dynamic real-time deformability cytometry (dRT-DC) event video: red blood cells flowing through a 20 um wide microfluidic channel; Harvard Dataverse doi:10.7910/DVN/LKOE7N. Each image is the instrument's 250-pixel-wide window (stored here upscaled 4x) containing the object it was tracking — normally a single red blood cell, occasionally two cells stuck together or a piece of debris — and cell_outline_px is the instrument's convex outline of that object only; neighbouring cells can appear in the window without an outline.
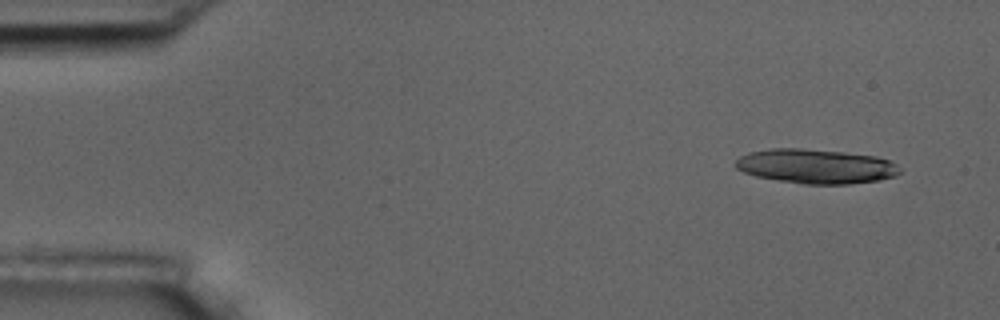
{"species": "common noctule bat (a hibernating species)", "species_latin": "Nyctalus noctula", "temperature_condition": "room temperature", "stored_images_in_passage": 8, "camera_frame_rate_fps": 3000, "um_per_image_px": 0.085, "animal": {"sex": "male", "body_mass_g": 17.5, "forearm_length_mm": 52.3}, "frame": {"image": 1, "passage_image": 1, "time_ms": 0.0, "image_size_px": [1000, 320], "cell_outline_px": [[900, 172], [896, 176], [880, 180], [848, 184], [804, 184], [756, 176], [744, 172], [736, 168], [736, 160], [740, 156], [748, 152], [772, 148], [800, 148], [844, 152], [876, 156], [888, 160], [896, 164], [900, 168]], "centroid_in_image_um": [69.36, 14.13], "position_along_channel_um": 15.6, "area_um2": 32.95}}
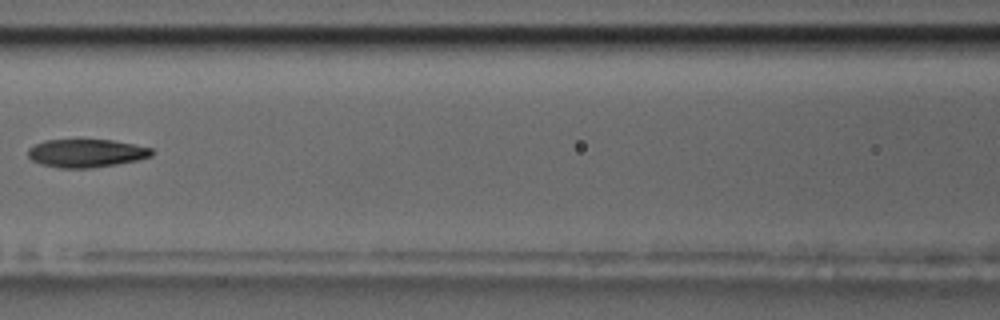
{"frame": {"image": 2, "passage_image": 7, "time_ms": 7.0, "image_size_px": [1000, 320], "cell_outline_px": [[152, 156], [136, 160], [116, 164], [88, 168], [60, 168], [40, 164], [32, 160], [28, 156], [28, 148], [44, 140], [112, 140], [152, 148]], "centroid_in_image_um": [7.3, 13.02], "position_along_channel_um": 159.3, "area_um2": 20.11}}
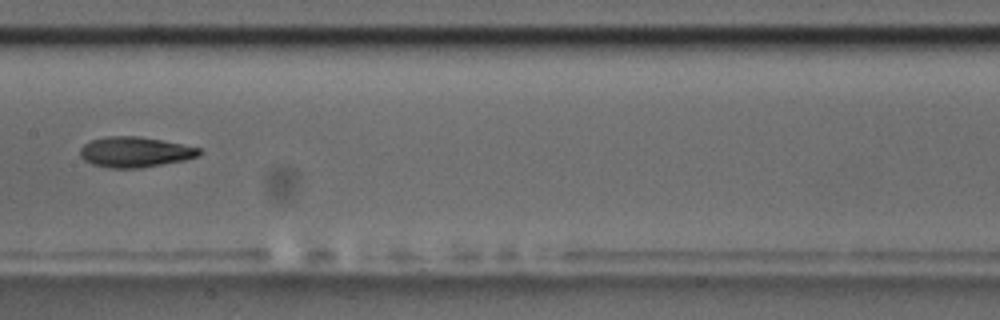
{"frame": {"image": 3, "passage_image": 8, "time_ms": 8.0, "image_size_px": [1000, 320], "cell_outline_px": [[200, 156], [184, 160], [140, 168], [108, 168], [92, 164], [84, 160], [80, 156], [80, 148], [84, 144], [92, 140], [104, 136], [140, 136], [200, 148]], "centroid_in_image_um": [11.44, 12.92], "position_along_channel_um": 196.0, "area_um2": 21.04}}